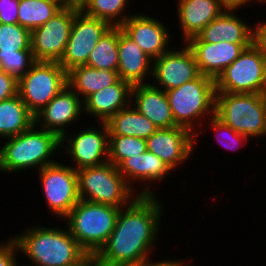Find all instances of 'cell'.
<instances>
[{"instance_id": "1", "label": "cell", "mask_w": 266, "mask_h": 266, "mask_svg": "<svg viewBox=\"0 0 266 266\" xmlns=\"http://www.w3.org/2000/svg\"><path fill=\"white\" fill-rule=\"evenodd\" d=\"M158 198L155 194L138 195L120 209L114 230L95 255L99 261L112 265H134L152 259L151 252L155 250L164 213L163 203Z\"/></svg>"}, {"instance_id": "2", "label": "cell", "mask_w": 266, "mask_h": 266, "mask_svg": "<svg viewBox=\"0 0 266 266\" xmlns=\"http://www.w3.org/2000/svg\"><path fill=\"white\" fill-rule=\"evenodd\" d=\"M41 226L31 225L14 236L19 252L35 266H75L89 255L66 226Z\"/></svg>"}, {"instance_id": "3", "label": "cell", "mask_w": 266, "mask_h": 266, "mask_svg": "<svg viewBox=\"0 0 266 266\" xmlns=\"http://www.w3.org/2000/svg\"><path fill=\"white\" fill-rule=\"evenodd\" d=\"M0 146V172L39 171L55 163L54 155L61 149V138L54 132L39 128L35 123L26 131L5 139Z\"/></svg>"}, {"instance_id": "4", "label": "cell", "mask_w": 266, "mask_h": 266, "mask_svg": "<svg viewBox=\"0 0 266 266\" xmlns=\"http://www.w3.org/2000/svg\"><path fill=\"white\" fill-rule=\"evenodd\" d=\"M165 92L175 124L199 136L201 132L196 129L206 126L203 118L208 120L215 115V79L201 74L198 78Z\"/></svg>"}, {"instance_id": "5", "label": "cell", "mask_w": 266, "mask_h": 266, "mask_svg": "<svg viewBox=\"0 0 266 266\" xmlns=\"http://www.w3.org/2000/svg\"><path fill=\"white\" fill-rule=\"evenodd\" d=\"M120 209L80 199L63 221L80 246L96 255L114 230Z\"/></svg>"}, {"instance_id": "6", "label": "cell", "mask_w": 266, "mask_h": 266, "mask_svg": "<svg viewBox=\"0 0 266 266\" xmlns=\"http://www.w3.org/2000/svg\"><path fill=\"white\" fill-rule=\"evenodd\" d=\"M215 116L249 140L264 138L266 94L216 92Z\"/></svg>"}, {"instance_id": "7", "label": "cell", "mask_w": 266, "mask_h": 266, "mask_svg": "<svg viewBox=\"0 0 266 266\" xmlns=\"http://www.w3.org/2000/svg\"><path fill=\"white\" fill-rule=\"evenodd\" d=\"M81 200L124 208L139 194L109 161L77 171Z\"/></svg>"}, {"instance_id": "8", "label": "cell", "mask_w": 266, "mask_h": 266, "mask_svg": "<svg viewBox=\"0 0 266 266\" xmlns=\"http://www.w3.org/2000/svg\"><path fill=\"white\" fill-rule=\"evenodd\" d=\"M216 92L266 94V56L253 43L215 80Z\"/></svg>"}, {"instance_id": "9", "label": "cell", "mask_w": 266, "mask_h": 266, "mask_svg": "<svg viewBox=\"0 0 266 266\" xmlns=\"http://www.w3.org/2000/svg\"><path fill=\"white\" fill-rule=\"evenodd\" d=\"M67 85V72L58 62L36 61L18 80V94L35 116Z\"/></svg>"}, {"instance_id": "10", "label": "cell", "mask_w": 266, "mask_h": 266, "mask_svg": "<svg viewBox=\"0 0 266 266\" xmlns=\"http://www.w3.org/2000/svg\"><path fill=\"white\" fill-rule=\"evenodd\" d=\"M38 173L45 204L53 216L64 219L80 200L77 171L57 161Z\"/></svg>"}, {"instance_id": "11", "label": "cell", "mask_w": 266, "mask_h": 266, "mask_svg": "<svg viewBox=\"0 0 266 266\" xmlns=\"http://www.w3.org/2000/svg\"><path fill=\"white\" fill-rule=\"evenodd\" d=\"M78 10L62 8L46 23L31 31V50L35 61H60Z\"/></svg>"}, {"instance_id": "12", "label": "cell", "mask_w": 266, "mask_h": 266, "mask_svg": "<svg viewBox=\"0 0 266 266\" xmlns=\"http://www.w3.org/2000/svg\"><path fill=\"white\" fill-rule=\"evenodd\" d=\"M98 124L102 128L87 126L72 136L66 133L61 138L62 152L71 158L69 161L73 162L71 165L76 171L108 162V127L104 122Z\"/></svg>"}, {"instance_id": "13", "label": "cell", "mask_w": 266, "mask_h": 266, "mask_svg": "<svg viewBox=\"0 0 266 266\" xmlns=\"http://www.w3.org/2000/svg\"><path fill=\"white\" fill-rule=\"evenodd\" d=\"M111 27L107 22L88 16L79 9L74 15L65 52L58 63L66 72L86 65L93 48Z\"/></svg>"}, {"instance_id": "14", "label": "cell", "mask_w": 266, "mask_h": 266, "mask_svg": "<svg viewBox=\"0 0 266 266\" xmlns=\"http://www.w3.org/2000/svg\"><path fill=\"white\" fill-rule=\"evenodd\" d=\"M182 44L184 47L174 49L171 46L168 52L153 60L154 86L168 91L201 75L194 53L186 43Z\"/></svg>"}, {"instance_id": "15", "label": "cell", "mask_w": 266, "mask_h": 266, "mask_svg": "<svg viewBox=\"0 0 266 266\" xmlns=\"http://www.w3.org/2000/svg\"><path fill=\"white\" fill-rule=\"evenodd\" d=\"M196 136L187 128H158L146 139L147 150L162 159L173 171L195 151Z\"/></svg>"}, {"instance_id": "16", "label": "cell", "mask_w": 266, "mask_h": 266, "mask_svg": "<svg viewBox=\"0 0 266 266\" xmlns=\"http://www.w3.org/2000/svg\"><path fill=\"white\" fill-rule=\"evenodd\" d=\"M145 14L135 12L120 27L145 54L155 60L171 49L168 46L174 36L169 34L171 30L165 22Z\"/></svg>"}, {"instance_id": "17", "label": "cell", "mask_w": 266, "mask_h": 266, "mask_svg": "<svg viewBox=\"0 0 266 266\" xmlns=\"http://www.w3.org/2000/svg\"><path fill=\"white\" fill-rule=\"evenodd\" d=\"M83 114V101L66 85L35 117V124L62 138ZM76 122V123H75ZM67 128V129H66Z\"/></svg>"}, {"instance_id": "18", "label": "cell", "mask_w": 266, "mask_h": 266, "mask_svg": "<svg viewBox=\"0 0 266 266\" xmlns=\"http://www.w3.org/2000/svg\"><path fill=\"white\" fill-rule=\"evenodd\" d=\"M235 9H225L187 42L253 44L254 27L242 20Z\"/></svg>"}, {"instance_id": "19", "label": "cell", "mask_w": 266, "mask_h": 266, "mask_svg": "<svg viewBox=\"0 0 266 266\" xmlns=\"http://www.w3.org/2000/svg\"><path fill=\"white\" fill-rule=\"evenodd\" d=\"M118 170L133 189V182L134 185L135 183L141 184L146 182L143 183L145 184L143 185L144 188L142 187L137 192L139 195H154V193L156 195V189L152 184L163 180V178L165 179L173 171L162 159L148 150L143 154L125 159L118 166Z\"/></svg>"}, {"instance_id": "20", "label": "cell", "mask_w": 266, "mask_h": 266, "mask_svg": "<svg viewBox=\"0 0 266 266\" xmlns=\"http://www.w3.org/2000/svg\"><path fill=\"white\" fill-rule=\"evenodd\" d=\"M186 44L194 53L200 73L215 80L244 49L252 45L226 41L219 43L186 42Z\"/></svg>"}, {"instance_id": "21", "label": "cell", "mask_w": 266, "mask_h": 266, "mask_svg": "<svg viewBox=\"0 0 266 266\" xmlns=\"http://www.w3.org/2000/svg\"><path fill=\"white\" fill-rule=\"evenodd\" d=\"M131 104L158 128L177 126L166 92L152 82L132 86Z\"/></svg>"}, {"instance_id": "22", "label": "cell", "mask_w": 266, "mask_h": 266, "mask_svg": "<svg viewBox=\"0 0 266 266\" xmlns=\"http://www.w3.org/2000/svg\"><path fill=\"white\" fill-rule=\"evenodd\" d=\"M118 58V76L131 86L147 83L149 79L146 78H148V76L152 78L153 59L145 54L143 50L122 31L121 27H119Z\"/></svg>"}, {"instance_id": "23", "label": "cell", "mask_w": 266, "mask_h": 266, "mask_svg": "<svg viewBox=\"0 0 266 266\" xmlns=\"http://www.w3.org/2000/svg\"><path fill=\"white\" fill-rule=\"evenodd\" d=\"M132 86L118 79L114 84L89 95L83 101V113L106 123L118 111L131 104Z\"/></svg>"}, {"instance_id": "24", "label": "cell", "mask_w": 266, "mask_h": 266, "mask_svg": "<svg viewBox=\"0 0 266 266\" xmlns=\"http://www.w3.org/2000/svg\"><path fill=\"white\" fill-rule=\"evenodd\" d=\"M177 16L183 42L195 37L226 8L219 0H177Z\"/></svg>"}, {"instance_id": "25", "label": "cell", "mask_w": 266, "mask_h": 266, "mask_svg": "<svg viewBox=\"0 0 266 266\" xmlns=\"http://www.w3.org/2000/svg\"><path fill=\"white\" fill-rule=\"evenodd\" d=\"M119 79L118 72L77 66L67 72V85L84 101L89 95L109 87Z\"/></svg>"}, {"instance_id": "26", "label": "cell", "mask_w": 266, "mask_h": 266, "mask_svg": "<svg viewBox=\"0 0 266 266\" xmlns=\"http://www.w3.org/2000/svg\"><path fill=\"white\" fill-rule=\"evenodd\" d=\"M35 123L19 94L0 101V139H7L28 130Z\"/></svg>"}, {"instance_id": "27", "label": "cell", "mask_w": 266, "mask_h": 266, "mask_svg": "<svg viewBox=\"0 0 266 266\" xmlns=\"http://www.w3.org/2000/svg\"><path fill=\"white\" fill-rule=\"evenodd\" d=\"M109 135L135 136L147 139L158 127L132 104L118 111L107 122Z\"/></svg>"}, {"instance_id": "28", "label": "cell", "mask_w": 266, "mask_h": 266, "mask_svg": "<svg viewBox=\"0 0 266 266\" xmlns=\"http://www.w3.org/2000/svg\"><path fill=\"white\" fill-rule=\"evenodd\" d=\"M129 0H82L80 10L101 19L112 27H120L133 14L128 12Z\"/></svg>"}, {"instance_id": "29", "label": "cell", "mask_w": 266, "mask_h": 266, "mask_svg": "<svg viewBox=\"0 0 266 266\" xmlns=\"http://www.w3.org/2000/svg\"><path fill=\"white\" fill-rule=\"evenodd\" d=\"M61 9L62 7L52 0H19L18 24L31 32Z\"/></svg>"}, {"instance_id": "30", "label": "cell", "mask_w": 266, "mask_h": 266, "mask_svg": "<svg viewBox=\"0 0 266 266\" xmlns=\"http://www.w3.org/2000/svg\"><path fill=\"white\" fill-rule=\"evenodd\" d=\"M118 38L119 27H111L93 48L86 65L96 69L117 71Z\"/></svg>"}, {"instance_id": "31", "label": "cell", "mask_w": 266, "mask_h": 266, "mask_svg": "<svg viewBox=\"0 0 266 266\" xmlns=\"http://www.w3.org/2000/svg\"><path fill=\"white\" fill-rule=\"evenodd\" d=\"M146 139L135 136L109 135L108 161L118 167L125 159L143 154Z\"/></svg>"}, {"instance_id": "32", "label": "cell", "mask_w": 266, "mask_h": 266, "mask_svg": "<svg viewBox=\"0 0 266 266\" xmlns=\"http://www.w3.org/2000/svg\"><path fill=\"white\" fill-rule=\"evenodd\" d=\"M31 32L20 24L0 23V55L17 54V50H31Z\"/></svg>"}, {"instance_id": "33", "label": "cell", "mask_w": 266, "mask_h": 266, "mask_svg": "<svg viewBox=\"0 0 266 266\" xmlns=\"http://www.w3.org/2000/svg\"><path fill=\"white\" fill-rule=\"evenodd\" d=\"M210 125L209 128L213 129L215 139L220 146L224 147L229 151H236L238 149L243 148V146L247 145L248 137L237 133L230 126L223 123L219 118L215 115L208 119L206 125Z\"/></svg>"}, {"instance_id": "34", "label": "cell", "mask_w": 266, "mask_h": 266, "mask_svg": "<svg viewBox=\"0 0 266 266\" xmlns=\"http://www.w3.org/2000/svg\"><path fill=\"white\" fill-rule=\"evenodd\" d=\"M35 62L32 50H17V54L0 55V70L19 80Z\"/></svg>"}, {"instance_id": "35", "label": "cell", "mask_w": 266, "mask_h": 266, "mask_svg": "<svg viewBox=\"0 0 266 266\" xmlns=\"http://www.w3.org/2000/svg\"><path fill=\"white\" fill-rule=\"evenodd\" d=\"M6 240L0 242V266H20L17 261L19 248L14 236Z\"/></svg>"}, {"instance_id": "36", "label": "cell", "mask_w": 266, "mask_h": 266, "mask_svg": "<svg viewBox=\"0 0 266 266\" xmlns=\"http://www.w3.org/2000/svg\"><path fill=\"white\" fill-rule=\"evenodd\" d=\"M19 0H0V23L18 24Z\"/></svg>"}, {"instance_id": "37", "label": "cell", "mask_w": 266, "mask_h": 266, "mask_svg": "<svg viewBox=\"0 0 266 266\" xmlns=\"http://www.w3.org/2000/svg\"><path fill=\"white\" fill-rule=\"evenodd\" d=\"M18 94V80L11 74L0 70V101Z\"/></svg>"}, {"instance_id": "38", "label": "cell", "mask_w": 266, "mask_h": 266, "mask_svg": "<svg viewBox=\"0 0 266 266\" xmlns=\"http://www.w3.org/2000/svg\"><path fill=\"white\" fill-rule=\"evenodd\" d=\"M253 43L264 53L266 56V21H257L254 26Z\"/></svg>"}, {"instance_id": "39", "label": "cell", "mask_w": 266, "mask_h": 266, "mask_svg": "<svg viewBox=\"0 0 266 266\" xmlns=\"http://www.w3.org/2000/svg\"><path fill=\"white\" fill-rule=\"evenodd\" d=\"M178 260H169V259H162L161 261H152V260H149V261H146V262H143V263H140V264H134V265H130V266H174L178 261Z\"/></svg>"}, {"instance_id": "40", "label": "cell", "mask_w": 266, "mask_h": 266, "mask_svg": "<svg viewBox=\"0 0 266 266\" xmlns=\"http://www.w3.org/2000/svg\"><path fill=\"white\" fill-rule=\"evenodd\" d=\"M62 8L80 9L82 0H52Z\"/></svg>"}, {"instance_id": "41", "label": "cell", "mask_w": 266, "mask_h": 266, "mask_svg": "<svg viewBox=\"0 0 266 266\" xmlns=\"http://www.w3.org/2000/svg\"><path fill=\"white\" fill-rule=\"evenodd\" d=\"M226 9H235L236 12L244 7V0H219Z\"/></svg>"}, {"instance_id": "42", "label": "cell", "mask_w": 266, "mask_h": 266, "mask_svg": "<svg viewBox=\"0 0 266 266\" xmlns=\"http://www.w3.org/2000/svg\"><path fill=\"white\" fill-rule=\"evenodd\" d=\"M75 266H97V257L95 255H88L83 261Z\"/></svg>"}, {"instance_id": "43", "label": "cell", "mask_w": 266, "mask_h": 266, "mask_svg": "<svg viewBox=\"0 0 266 266\" xmlns=\"http://www.w3.org/2000/svg\"><path fill=\"white\" fill-rule=\"evenodd\" d=\"M260 2L261 4H263V3H266V0H244V6H246L248 3L250 4V3H252L253 4V2Z\"/></svg>"}, {"instance_id": "44", "label": "cell", "mask_w": 266, "mask_h": 266, "mask_svg": "<svg viewBox=\"0 0 266 266\" xmlns=\"http://www.w3.org/2000/svg\"><path fill=\"white\" fill-rule=\"evenodd\" d=\"M97 266H130V265H112V264L101 262L97 259Z\"/></svg>"}, {"instance_id": "45", "label": "cell", "mask_w": 266, "mask_h": 266, "mask_svg": "<svg viewBox=\"0 0 266 266\" xmlns=\"http://www.w3.org/2000/svg\"><path fill=\"white\" fill-rule=\"evenodd\" d=\"M189 262H185V260H179L174 266H191V264L188 265Z\"/></svg>"}, {"instance_id": "46", "label": "cell", "mask_w": 266, "mask_h": 266, "mask_svg": "<svg viewBox=\"0 0 266 266\" xmlns=\"http://www.w3.org/2000/svg\"><path fill=\"white\" fill-rule=\"evenodd\" d=\"M264 137H266V121H265V133H264Z\"/></svg>"}]
</instances>
